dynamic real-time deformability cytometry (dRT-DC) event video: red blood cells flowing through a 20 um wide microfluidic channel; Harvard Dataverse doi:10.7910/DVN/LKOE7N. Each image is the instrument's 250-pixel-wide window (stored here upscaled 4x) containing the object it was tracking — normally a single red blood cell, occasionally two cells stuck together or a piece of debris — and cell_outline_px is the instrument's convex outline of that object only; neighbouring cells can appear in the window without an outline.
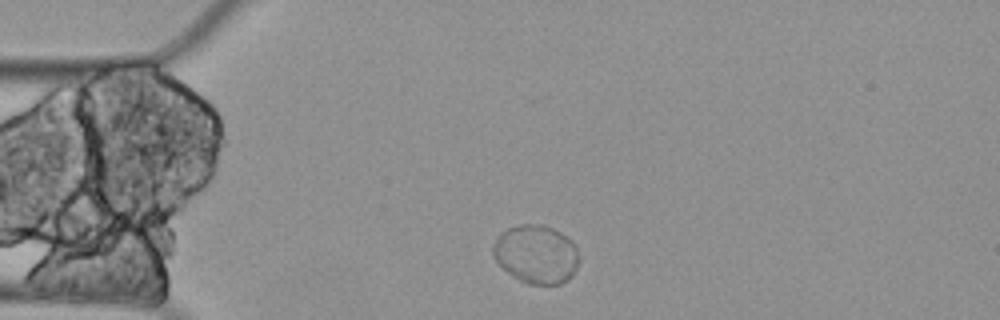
{"species": "Egyptian fruit bat (a non-hibernating species)", "species_latin": "Rousettus aegyptiacus", "temperature_condition": "cold", "stored_images_in_passage": 2, "camera_frame_rate_fps": 3000, "um_per_image_px": 0.085, "animal": {"sex": "female"}, "frame": {"image": 1, "passage_image": 1, "time_ms": 0.0, "image_size_px": [1000, 320], "cell_outline_px": [[580, 260], [572, 276], [568, 280], [560, 284], [528, 284], [512, 276], [496, 260], [492, 252], [492, 248], [500, 232], [508, 228], [520, 224], [544, 224], [568, 236], [572, 240], [580, 256]], "centroid_in_image_um": [45.6, 21.6], "position_along_channel_um": 39.4, "area_um2": 29.54}}